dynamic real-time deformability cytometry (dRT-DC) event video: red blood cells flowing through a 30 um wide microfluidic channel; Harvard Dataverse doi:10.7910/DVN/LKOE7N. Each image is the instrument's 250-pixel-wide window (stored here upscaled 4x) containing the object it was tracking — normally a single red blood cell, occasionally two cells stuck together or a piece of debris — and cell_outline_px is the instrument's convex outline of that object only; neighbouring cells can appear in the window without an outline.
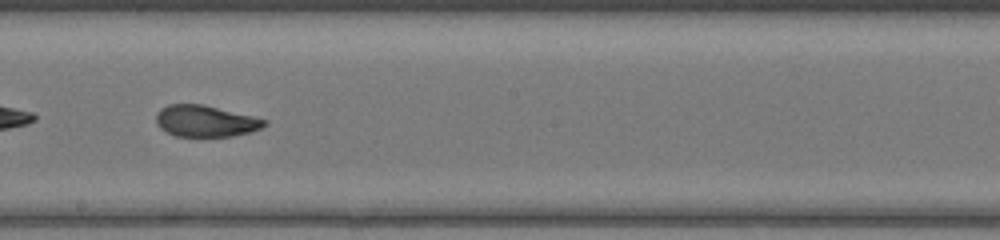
{"species": "common noctule bat (a hibernating species)", "species_latin": "Nyctalus noctula", "temperature_condition": "warm", "stored_images_in_passage": 45, "camera_frame_rate_fps": 3000, "um_per_image_px": 0.085, "animal": {"sex": "female", "body_mass_g": 17.0, "forearm_length_mm": 48.0}, "frame": {"image": 1, "passage_image": 26, "time_ms": 8.333, "image_size_px": [1000, 240], "cell_outline_px": [[268, 124], [252, 132], [232, 136], [176, 136], [160, 128], [156, 124], [156, 112], [160, 108], [168, 104], [204, 104], [268, 120]], "centroid_in_image_um": [17.46, 10.28], "position_along_channel_um": 230.7, "area_um2": 19.94}}